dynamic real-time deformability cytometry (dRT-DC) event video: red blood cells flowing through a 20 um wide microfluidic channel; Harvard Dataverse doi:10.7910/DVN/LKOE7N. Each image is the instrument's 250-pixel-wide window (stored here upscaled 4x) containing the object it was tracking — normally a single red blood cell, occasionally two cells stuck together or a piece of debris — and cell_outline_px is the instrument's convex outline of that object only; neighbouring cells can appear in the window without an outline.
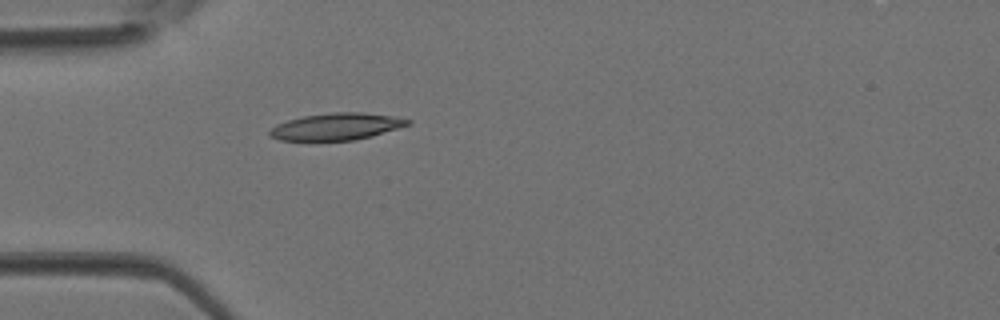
{"species": "Egyptian fruit bat (a non-hibernating species)", "species_latin": "Rousettus aegyptiacus", "temperature_condition": "room temperature", "stored_images_in_passage": 4, "camera_frame_rate_fps": 3000, "um_per_image_px": 0.085, "animal": {"sex": "female"}, "frame": {"image": 1, "passage_image": 4, "time_ms": 1.0, "image_size_px": [1000, 320], "cell_outline_px": [[412, 124], [372, 136], [352, 140], [280, 140], [268, 136], [268, 132], [276, 124], [288, 120], [304, 116], [332, 112], [360, 112], [392, 116], [412, 120]], "centroid_in_image_um": [28.6, 10.75], "position_along_channel_um": 56.4, "area_um2": 21.56}}